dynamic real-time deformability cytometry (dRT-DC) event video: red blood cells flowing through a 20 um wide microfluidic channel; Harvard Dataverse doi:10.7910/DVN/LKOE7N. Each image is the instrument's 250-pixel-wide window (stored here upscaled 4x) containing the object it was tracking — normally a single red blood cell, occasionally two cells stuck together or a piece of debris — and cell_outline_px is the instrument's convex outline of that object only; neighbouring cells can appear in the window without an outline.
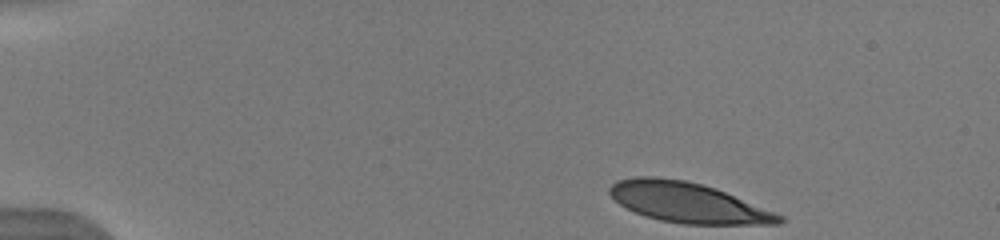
{"species": "human", "species_latin": "Homo sapiens", "temperature_condition": "warm", "stored_images_in_passage": 45, "camera_frame_rate_fps": 3000, "um_per_image_px": 0.085, "donor": {"sex": "male"}, "frame": {"image": 1, "passage_image": 1, "time_ms": 0.0, "image_size_px": [1000, 240], "cell_outline_px": [[784, 220], [780, 224], [684, 224], [660, 220], [644, 216], [620, 204], [608, 192], [608, 188], [616, 180], [636, 176], [656, 176], [684, 180], [716, 188], [776, 212], [784, 216]], "centroid_in_image_um": [58.48, 17.21], "position_along_channel_um": 26.5, "area_um2": 39.65}}
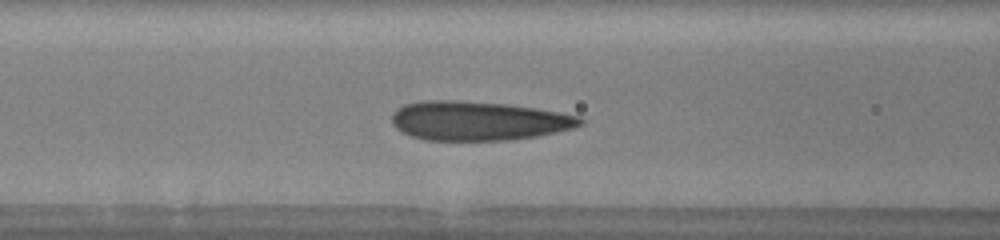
{"frame": {"image": 2, "passage_image": 16, "time_ms": 5.0, "image_size_px": [1000, 240], "cell_outline_px": [[584, 124], [572, 128], [556, 132], [536, 136], [508, 140], [428, 140], [412, 136], [396, 128], [392, 124], [392, 112], [396, 108], [404, 104], [424, 100], [456, 100], [508, 104], [536, 108], [580, 116], [584, 120]], "centroid_in_image_um": [40.65, 10.26], "position_along_channel_um": 126.0, "area_um2": 43.06}}
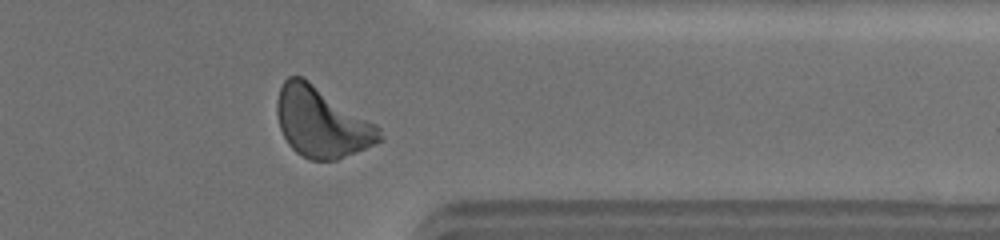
{"frame": {"image": 3, "passage_image": 36, "time_ms": 11.667, "image_size_px": [1000, 240], "cell_outline_px": [[384, 140], [336, 160], [312, 160], [296, 152], [288, 144], [280, 128], [276, 112], [276, 100], [280, 88], [284, 80], [288, 76], [300, 76], [308, 80], [376, 124], [380, 128], [384, 136]], "centroid_in_image_um": [27.33, 10.4], "position_along_channel_um": 384.1, "area_um2": 41.62}, "authors_computed_cell_mechanics": {"area_um2": 40.8068, "velocity_mm_per_s": 3.925, "shape_relaxation_time_tau1_ms": 4.9471, "shape_relaxation_time_tau2_ms": 0.7511, "deformation_change_tau1": 0.1817, "deformation_change_tau2": 0.0802}}